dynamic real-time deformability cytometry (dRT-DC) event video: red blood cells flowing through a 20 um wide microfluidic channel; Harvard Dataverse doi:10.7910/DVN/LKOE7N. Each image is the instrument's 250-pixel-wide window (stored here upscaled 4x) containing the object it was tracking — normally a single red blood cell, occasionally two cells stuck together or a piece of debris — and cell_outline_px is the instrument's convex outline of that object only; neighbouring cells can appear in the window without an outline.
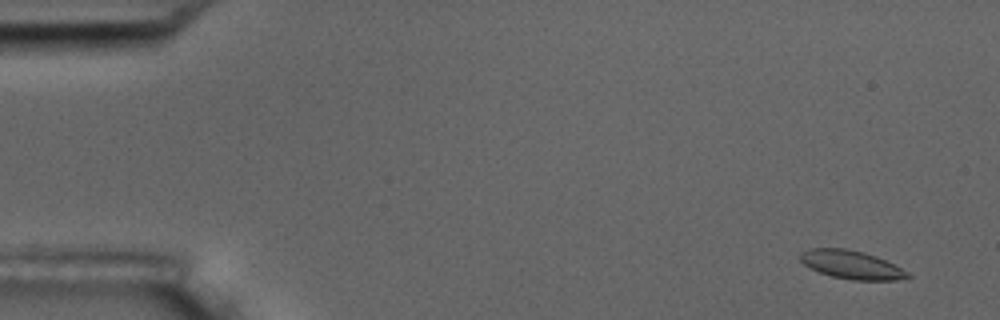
{"species": "common noctule bat (a hibernating species)", "species_latin": "Nyctalus noctula", "temperature_condition": "room temperature", "stored_images_in_passage": 5, "camera_frame_rate_fps": 3000, "um_per_image_px": 0.085, "animal": {"sex": "male", "body_mass_g": 17.5, "forearm_length_mm": 52.3}, "frame": {"image": 1, "passage_image": 1, "time_ms": 0.0, "image_size_px": [1000, 320], "cell_outline_px": [[912, 276], [896, 280], [852, 280], [832, 276], [820, 272], [804, 264], [800, 260], [800, 252], [808, 248], [844, 248], [864, 252], [876, 256], [908, 272]], "centroid_in_image_um": [72.34, 22.49], "position_along_channel_um": 12.7, "area_um2": 17.57}}
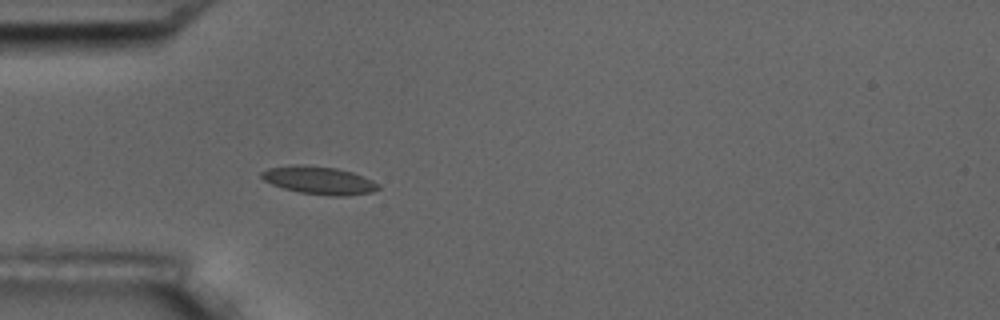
{"frame": {"image": 2, "passage_image": 5, "time_ms": 4.667, "image_size_px": [1000, 320], "cell_outline_px": [[380, 188], [372, 192], [348, 196], [332, 196], [300, 192], [284, 188], [272, 184], [264, 180], [260, 176], [260, 172], [268, 168], [296, 164], [336, 168], [352, 172], [372, 180], [380, 184]], "centroid_in_image_um": [27.13, 15.33], "position_along_channel_um": 57.9, "area_um2": 18.9}}